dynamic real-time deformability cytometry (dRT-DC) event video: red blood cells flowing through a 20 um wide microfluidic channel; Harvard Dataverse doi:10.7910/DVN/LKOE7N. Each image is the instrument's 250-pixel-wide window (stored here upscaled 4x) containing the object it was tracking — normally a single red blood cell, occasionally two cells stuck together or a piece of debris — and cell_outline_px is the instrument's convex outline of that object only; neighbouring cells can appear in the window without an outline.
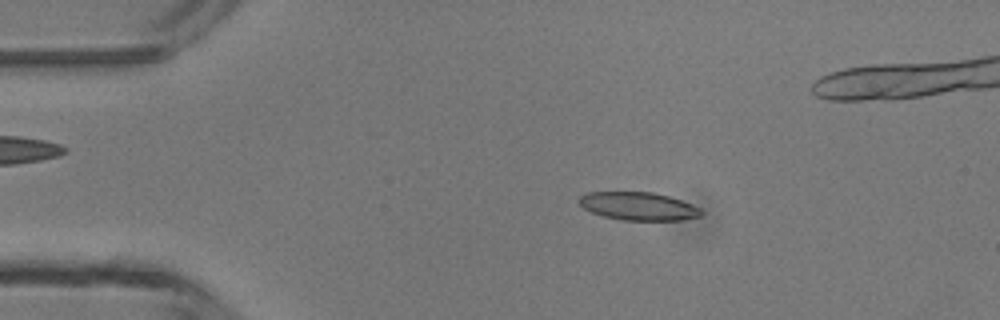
{"species": "common noctule bat (a hibernating species)", "species_latin": "Nyctalus noctula", "temperature_condition": "room temperature", "stored_images_in_passage": 47, "camera_frame_rate_fps": 3000, "um_per_image_px": 0.085, "animal": {"sex": "male", "body_mass_g": 13.3}, "frame": {"image": 1, "passage_image": 8, "time_ms": 2.333, "image_size_px": [1000, 320], "cell_outline_px": [[704, 212], [700, 216], [680, 220], [624, 220], [604, 216], [592, 212], [584, 208], [576, 200], [580, 196], [588, 192], [652, 192], [668, 196], [680, 200], [700, 208]], "centroid_in_image_um": [54.24, 17.52], "position_along_channel_um": 30.8, "area_um2": 19.83}}
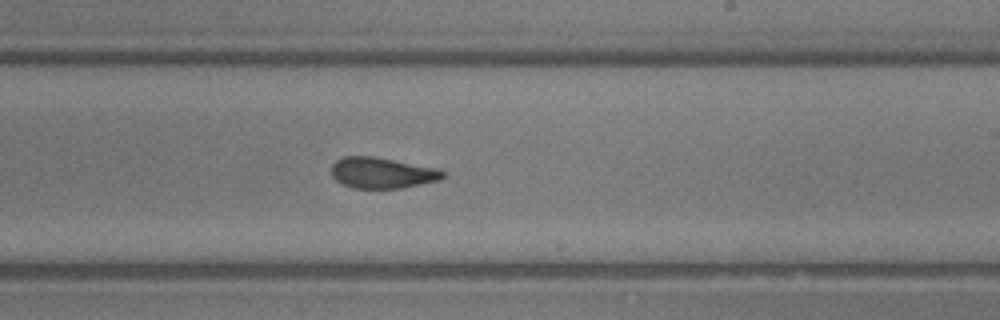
{"frame": {"image": 2, "passage_image": 27, "time_ms": 8.667, "image_size_px": [1000, 320], "cell_outline_px": [[444, 176], [440, 180], [404, 188], [352, 188], [336, 180], [332, 176], [332, 164], [336, 160], [344, 156], [372, 156], [440, 168], [444, 172]], "centroid_in_image_um": [32.5, 14.69], "position_along_channel_um": 256.5, "area_um2": 20.17}}
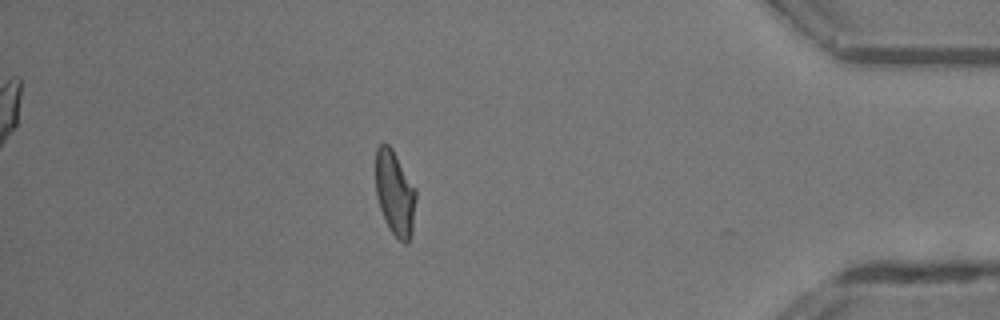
{"frame": {"image": 3, "passage_image": 40, "time_ms": 13.0, "image_size_px": [1000, 320], "cell_outline_px": [[416, 200], [412, 236], [408, 244], [404, 244], [388, 228], [380, 208], [376, 196], [376, 148], [380, 144], [388, 144], [392, 148], [416, 188]], "centroid_in_image_um": [33.58, 16.45], "position_along_channel_um": 401.6, "area_um2": 20.11}, "authors_computed_cell_mechanics": {"area_um2": 20.2878, "velocity_mm_per_s": 4.3664, "shape_relaxation_time_tau1_ms": 3.4823, "shape_relaxation_time_tau2_ms": 1.6522, "deformation_change_tau1": 0.1592, "deformation_change_tau2": 0.1052}}